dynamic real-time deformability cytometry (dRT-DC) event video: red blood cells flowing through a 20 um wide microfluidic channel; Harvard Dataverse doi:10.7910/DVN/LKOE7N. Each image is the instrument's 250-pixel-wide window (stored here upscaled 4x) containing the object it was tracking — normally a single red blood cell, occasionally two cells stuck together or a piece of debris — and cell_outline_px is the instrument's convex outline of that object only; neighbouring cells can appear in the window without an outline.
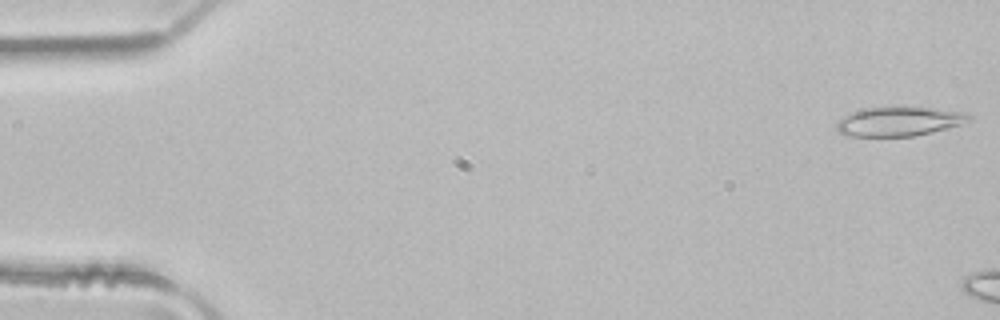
{"species": "common noctule bat (a hibernating species)", "species_latin": "Nyctalus noctula", "temperature_condition": "room temperature", "stored_images_in_passage": 2, "camera_frame_rate_fps": 3000, "um_per_image_px": 0.085, "animal": {"sex": "male", "body_mass_g": 21.5, "forearm_length_mm": 52.0}, "frame": {"image": 1, "passage_image": 1, "time_ms": 0.0, "image_size_px": [1000, 320], "cell_outline_px": [[972, 120], [948, 128], [912, 136], [848, 136], [840, 132], [836, 128], [836, 124], [844, 116], [852, 112], [868, 108], [932, 108], [968, 112], [972, 116]], "centroid_in_image_um": [76.47, 10.33], "position_along_channel_um": 8.5, "area_um2": 22.14}}